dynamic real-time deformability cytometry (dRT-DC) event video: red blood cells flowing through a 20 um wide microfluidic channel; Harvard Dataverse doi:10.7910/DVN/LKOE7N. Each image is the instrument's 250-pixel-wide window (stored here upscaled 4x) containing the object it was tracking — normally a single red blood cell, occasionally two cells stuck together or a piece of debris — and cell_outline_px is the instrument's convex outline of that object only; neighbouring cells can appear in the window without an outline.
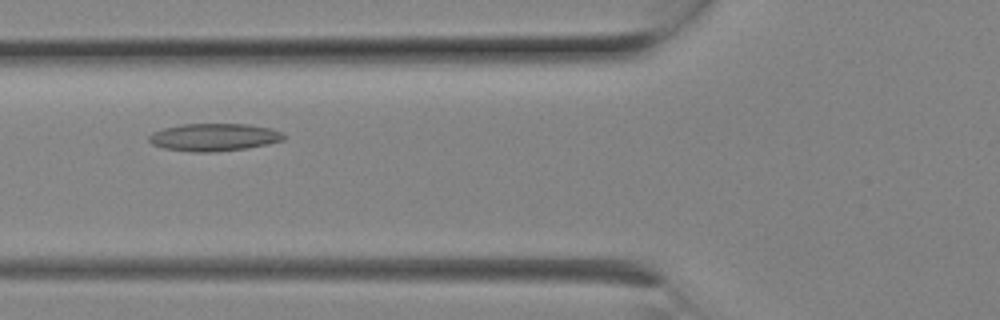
{"species": "Egyptian fruit bat (a non-hibernating species)", "species_latin": "Rousettus aegyptiacus", "temperature_condition": "room temperature", "stored_images_in_passage": 9, "camera_frame_rate_fps": 3000, "um_per_image_px": 0.085, "animal": {"sex": "female"}, "frame": {"image": 1, "passage_image": 7, "time_ms": 2.0, "image_size_px": [1000, 320], "cell_outline_px": [[284, 140], [268, 144], [244, 148], [216, 152], [192, 152], [164, 148], [152, 144], [148, 140], [148, 136], [152, 132], [164, 128], [180, 124], [248, 124], [272, 128], [280, 132], [284, 136]], "centroid_in_image_um": [18.16, 11.66], "position_along_channel_um": 107.6, "area_um2": 21.68}}
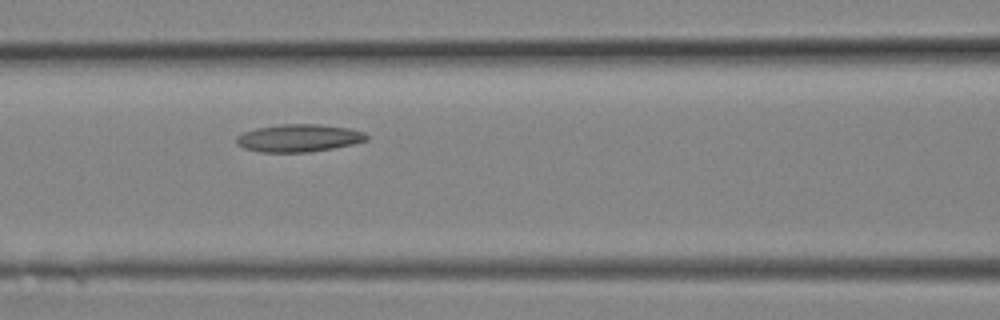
{"frame": {"image": 2, "passage_image": 8, "time_ms": 2.333, "image_size_px": [1000, 320], "cell_outline_px": [[368, 140], [352, 144], [312, 152], [260, 152], [244, 148], [236, 144], [236, 136], [244, 132], [256, 128], [280, 124], [320, 124], [352, 128], [364, 132], [368, 136]], "centroid_in_image_um": [25.4, 11.73], "position_along_channel_um": 141.2, "area_um2": 21.1}}
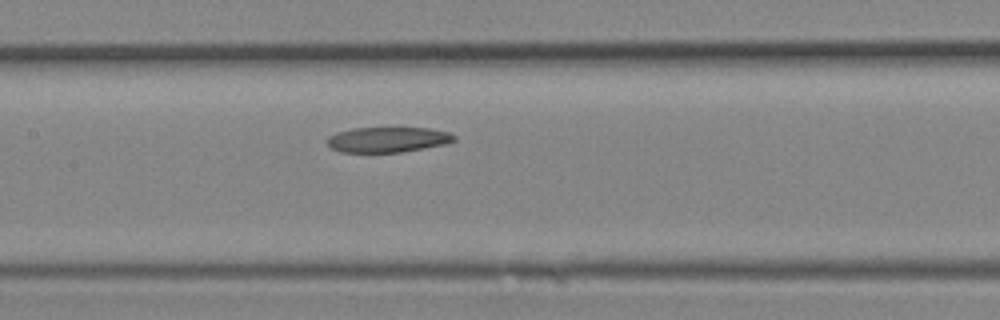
{"frame": {"image": 3, "passage_image": 9, "time_ms": 2.667, "image_size_px": [1000, 320], "cell_outline_px": [[456, 140], [448, 144], [400, 152], [340, 152], [332, 148], [328, 144], [328, 136], [336, 132], [352, 128], [428, 128], [448, 132], [456, 136]], "centroid_in_image_um": [32.98, 11.86], "position_along_channel_um": 174.4, "area_um2": 18.73}}